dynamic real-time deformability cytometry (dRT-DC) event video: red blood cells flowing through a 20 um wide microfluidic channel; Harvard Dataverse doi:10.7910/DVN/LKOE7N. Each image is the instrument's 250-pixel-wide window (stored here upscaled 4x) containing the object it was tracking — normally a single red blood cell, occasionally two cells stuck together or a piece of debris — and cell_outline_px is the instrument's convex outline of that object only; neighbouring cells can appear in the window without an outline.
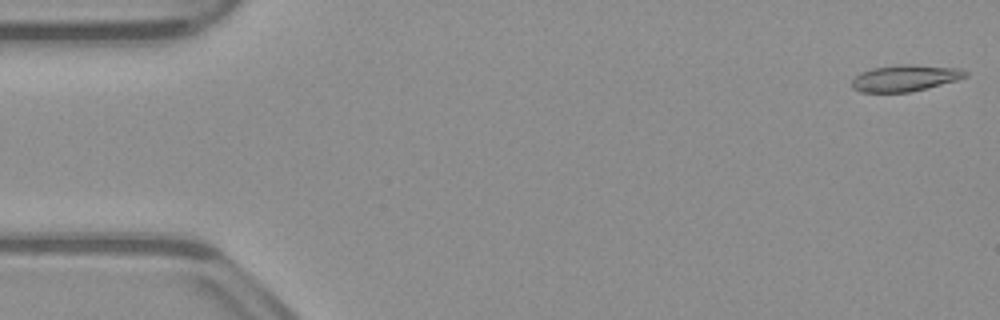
{"species": "common noctule bat (a hibernating species)", "species_latin": "Nyctalus noctula", "temperature_condition": "warm", "stored_images_in_passage": 13, "camera_frame_rate_fps": 3000, "um_per_image_px": 0.085, "animal": {"sex": "male", "body_mass_g": 23.1, "forearm_length_mm": 52.7}, "frame": {"image": 1, "passage_image": 1, "time_ms": 0.0, "image_size_px": [1000, 320], "cell_outline_px": [[968, 76], [956, 80], [912, 92], [860, 92], [852, 88], [852, 80], [860, 72], [872, 68], [904, 64], [908, 64], [960, 68], [968, 72]], "centroid_in_image_um": [76.93, 6.64], "position_along_channel_um": 8.1, "area_um2": 17.46}}
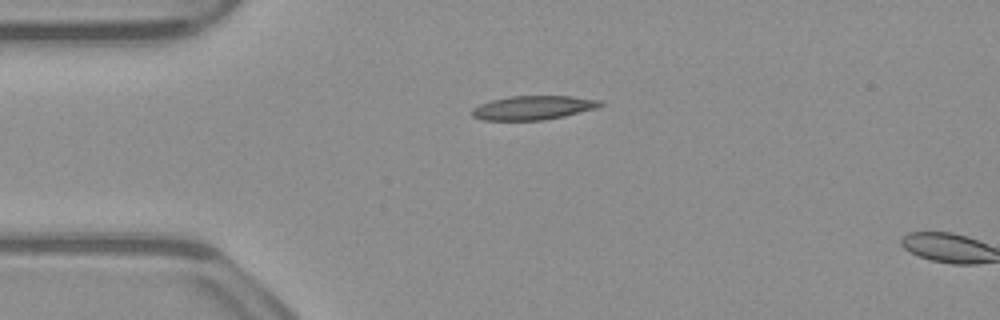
{"frame": {"image": 2, "passage_image": 12, "time_ms": 3.667, "image_size_px": [1000, 320], "cell_outline_px": [[604, 104], [600, 108], [564, 116], [544, 120], [484, 120], [472, 116], [472, 108], [480, 104], [492, 100], [508, 96], [572, 96], [600, 100]], "centroid_in_image_um": [45.36, 9.15], "position_along_channel_um": 39.6, "area_um2": 18.03}}